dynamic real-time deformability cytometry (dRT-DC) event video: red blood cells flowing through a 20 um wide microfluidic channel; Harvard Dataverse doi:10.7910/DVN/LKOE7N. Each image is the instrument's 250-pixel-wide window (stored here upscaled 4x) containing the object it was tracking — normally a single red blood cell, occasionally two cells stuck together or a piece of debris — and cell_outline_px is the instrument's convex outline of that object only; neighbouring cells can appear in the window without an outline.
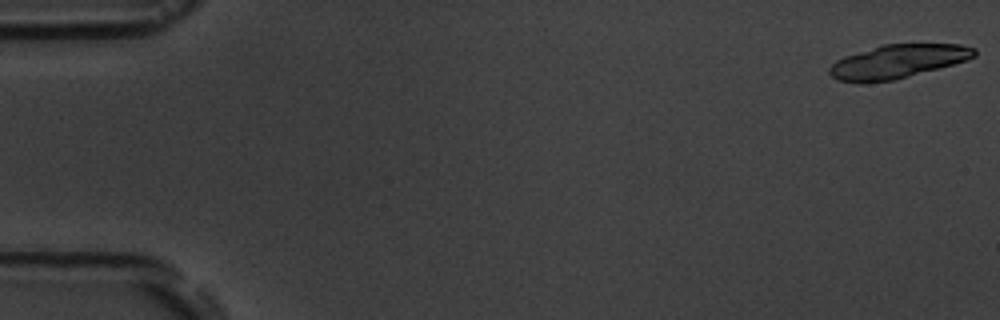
{"species": "common noctule bat (a hibernating species)", "species_latin": "Nyctalus noctula", "temperature_condition": "room temperature", "stored_images_in_passage": 6, "camera_frame_rate_fps": 3000, "um_per_image_px": 0.085, "animal": {"sex": "male", "body_mass_g": 19.5, "forearm_length_mm": 54.6}, "frame": {"image": 1, "passage_image": 1, "time_ms": 0.0, "image_size_px": [1000, 320], "cell_outline_px": [[976, 56], [968, 60], [892, 80], [860, 84], [836, 80], [828, 72], [828, 68], [836, 60], [844, 56], [884, 44], [960, 44], [976, 48]], "centroid_in_image_um": [76.27, 5.23], "position_along_channel_um": 8.7, "area_um2": 28.38}}
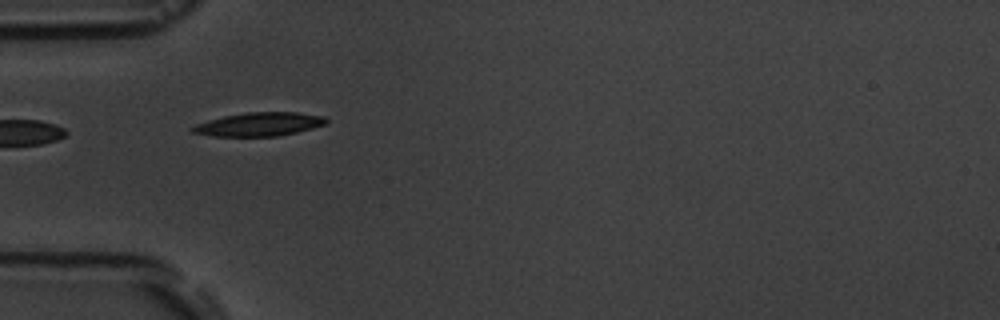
{"frame": {"image": 2, "passage_image": 5, "time_ms": 5.667, "image_size_px": [1000, 320], "cell_outline_px": [[328, 120], [324, 124], [312, 128], [296, 132], [276, 136], [212, 136], [192, 132], [188, 128], [196, 124], [208, 120], [224, 116], [244, 112], [296, 112], [324, 116]], "centroid_in_image_um": [21.99, 10.56], "position_along_channel_um": 63.0, "area_um2": 18.32}}